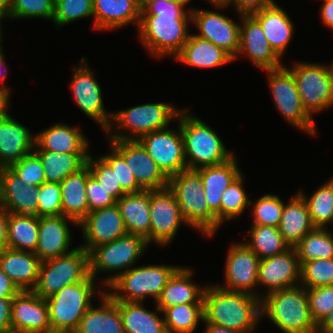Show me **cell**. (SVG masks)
Returning a JSON list of instances; mask_svg holds the SVG:
<instances>
[{"label":"cell","instance_id":"62","mask_svg":"<svg viewBox=\"0 0 333 333\" xmlns=\"http://www.w3.org/2000/svg\"><path fill=\"white\" fill-rule=\"evenodd\" d=\"M206 324L204 333H244L241 331L230 330L228 328L216 326L208 322H203Z\"/></svg>","mask_w":333,"mask_h":333},{"label":"cell","instance_id":"54","mask_svg":"<svg viewBox=\"0 0 333 333\" xmlns=\"http://www.w3.org/2000/svg\"><path fill=\"white\" fill-rule=\"evenodd\" d=\"M86 196L89 213L98 209L114 206L116 200L90 174L87 177Z\"/></svg>","mask_w":333,"mask_h":333},{"label":"cell","instance_id":"59","mask_svg":"<svg viewBox=\"0 0 333 333\" xmlns=\"http://www.w3.org/2000/svg\"><path fill=\"white\" fill-rule=\"evenodd\" d=\"M321 1H323V5L320 9L321 22L324 23V26H328L333 29V1Z\"/></svg>","mask_w":333,"mask_h":333},{"label":"cell","instance_id":"49","mask_svg":"<svg viewBox=\"0 0 333 333\" xmlns=\"http://www.w3.org/2000/svg\"><path fill=\"white\" fill-rule=\"evenodd\" d=\"M90 174L116 201L126 193L121 189L119 181H117L116 173L111 166L100 156L94 158L89 154L86 162Z\"/></svg>","mask_w":333,"mask_h":333},{"label":"cell","instance_id":"9","mask_svg":"<svg viewBox=\"0 0 333 333\" xmlns=\"http://www.w3.org/2000/svg\"><path fill=\"white\" fill-rule=\"evenodd\" d=\"M89 277V253L77 246L67 254L41 261L38 281L33 291L39 297L47 299L63 287L85 281Z\"/></svg>","mask_w":333,"mask_h":333},{"label":"cell","instance_id":"1","mask_svg":"<svg viewBox=\"0 0 333 333\" xmlns=\"http://www.w3.org/2000/svg\"><path fill=\"white\" fill-rule=\"evenodd\" d=\"M184 0H146L137 29L141 43L153 57L176 56L189 37L191 8Z\"/></svg>","mask_w":333,"mask_h":333},{"label":"cell","instance_id":"2","mask_svg":"<svg viewBox=\"0 0 333 333\" xmlns=\"http://www.w3.org/2000/svg\"><path fill=\"white\" fill-rule=\"evenodd\" d=\"M204 321L244 333H254L261 319L260 298L227 291L217 284H207L204 296Z\"/></svg>","mask_w":333,"mask_h":333},{"label":"cell","instance_id":"36","mask_svg":"<svg viewBox=\"0 0 333 333\" xmlns=\"http://www.w3.org/2000/svg\"><path fill=\"white\" fill-rule=\"evenodd\" d=\"M116 204L127 233L146 238L150 233V190L125 194Z\"/></svg>","mask_w":333,"mask_h":333},{"label":"cell","instance_id":"70","mask_svg":"<svg viewBox=\"0 0 333 333\" xmlns=\"http://www.w3.org/2000/svg\"><path fill=\"white\" fill-rule=\"evenodd\" d=\"M187 4H189V2L191 1V0H184Z\"/></svg>","mask_w":333,"mask_h":333},{"label":"cell","instance_id":"69","mask_svg":"<svg viewBox=\"0 0 333 333\" xmlns=\"http://www.w3.org/2000/svg\"><path fill=\"white\" fill-rule=\"evenodd\" d=\"M331 223L333 224V211H332Z\"/></svg>","mask_w":333,"mask_h":333},{"label":"cell","instance_id":"27","mask_svg":"<svg viewBox=\"0 0 333 333\" xmlns=\"http://www.w3.org/2000/svg\"><path fill=\"white\" fill-rule=\"evenodd\" d=\"M141 4L137 0H93V29L112 30L140 23Z\"/></svg>","mask_w":333,"mask_h":333},{"label":"cell","instance_id":"43","mask_svg":"<svg viewBox=\"0 0 333 333\" xmlns=\"http://www.w3.org/2000/svg\"><path fill=\"white\" fill-rule=\"evenodd\" d=\"M318 188L310 195V198L301 190L298 193L305 200L315 227L326 228V224H331L333 211V178Z\"/></svg>","mask_w":333,"mask_h":333},{"label":"cell","instance_id":"52","mask_svg":"<svg viewBox=\"0 0 333 333\" xmlns=\"http://www.w3.org/2000/svg\"><path fill=\"white\" fill-rule=\"evenodd\" d=\"M9 168L27 185L40 186L45 182L44 168L40 159L33 152L11 164Z\"/></svg>","mask_w":333,"mask_h":333},{"label":"cell","instance_id":"26","mask_svg":"<svg viewBox=\"0 0 333 333\" xmlns=\"http://www.w3.org/2000/svg\"><path fill=\"white\" fill-rule=\"evenodd\" d=\"M33 133L11 115L0 118V168L9 167L24 156L32 153L35 147Z\"/></svg>","mask_w":333,"mask_h":333},{"label":"cell","instance_id":"32","mask_svg":"<svg viewBox=\"0 0 333 333\" xmlns=\"http://www.w3.org/2000/svg\"><path fill=\"white\" fill-rule=\"evenodd\" d=\"M101 304L93 305L86 311L79 322L76 333H125L119 308L106 289L98 292Z\"/></svg>","mask_w":333,"mask_h":333},{"label":"cell","instance_id":"3","mask_svg":"<svg viewBox=\"0 0 333 333\" xmlns=\"http://www.w3.org/2000/svg\"><path fill=\"white\" fill-rule=\"evenodd\" d=\"M260 310L261 318L268 317L283 333L317 332L306 288L301 284L262 295Z\"/></svg>","mask_w":333,"mask_h":333},{"label":"cell","instance_id":"42","mask_svg":"<svg viewBox=\"0 0 333 333\" xmlns=\"http://www.w3.org/2000/svg\"><path fill=\"white\" fill-rule=\"evenodd\" d=\"M300 263L333 258V232L316 227L295 246Z\"/></svg>","mask_w":333,"mask_h":333},{"label":"cell","instance_id":"20","mask_svg":"<svg viewBox=\"0 0 333 333\" xmlns=\"http://www.w3.org/2000/svg\"><path fill=\"white\" fill-rule=\"evenodd\" d=\"M241 21L237 58L244 54L257 68L277 69L283 66L281 57L272 49L262 27L252 15L239 14Z\"/></svg>","mask_w":333,"mask_h":333},{"label":"cell","instance_id":"23","mask_svg":"<svg viewBox=\"0 0 333 333\" xmlns=\"http://www.w3.org/2000/svg\"><path fill=\"white\" fill-rule=\"evenodd\" d=\"M39 186L27 185L9 167L0 168V206L9 213L37 216Z\"/></svg>","mask_w":333,"mask_h":333},{"label":"cell","instance_id":"53","mask_svg":"<svg viewBox=\"0 0 333 333\" xmlns=\"http://www.w3.org/2000/svg\"><path fill=\"white\" fill-rule=\"evenodd\" d=\"M311 316L318 325L333 308V286L306 288Z\"/></svg>","mask_w":333,"mask_h":333},{"label":"cell","instance_id":"24","mask_svg":"<svg viewBox=\"0 0 333 333\" xmlns=\"http://www.w3.org/2000/svg\"><path fill=\"white\" fill-rule=\"evenodd\" d=\"M79 226V224L68 217L49 216L39 217L38 242L35 254L41 261L67 254L71 244V232L69 225Z\"/></svg>","mask_w":333,"mask_h":333},{"label":"cell","instance_id":"19","mask_svg":"<svg viewBox=\"0 0 333 333\" xmlns=\"http://www.w3.org/2000/svg\"><path fill=\"white\" fill-rule=\"evenodd\" d=\"M12 333H51L46 299L33 290L19 291L11 305Z\"/></svg>","mask_w":333,"mask_h":333},{"label":"cell","instance_id":"58","mask_svg":"<svg viewBox=\"0 0 333 333\" xmlns=\"http://www.w3.org/2000/svg\"><path fill=\"white\" fill-rule=\"evenodd\" d=\"M9 212L0 206V252L8 248L7 227Z\"/></svg>","mask_w":333,"mask_h":333},{"label":"cell","instance_id":"6","mask_svg":"<svg viewBox=\"0 0 333 333\" xmlns=\"http://www.w3.org/2000/svg\"><path fill=\"white\" fill-rule=\"evenodd\" d=\"M168 188L180 203L186 224L207 237L216 234V216L209 210L203 183L196 169H185L169 177Z\"/></svg>","mask_w":333,"mask_h":333},{"label":"cell","instance_id":"17","mask_svg":"<svg viewBox=\"0 0 333 333\" xmlns=\"http://www.w3.org/2000/svg\"><path fill=\"white\" fill-rule=\"evenodd\" d=\"M191 24L196 25L198 37L207 39L226 51L234 60L239 50L240 23L220 12L191 8Z\"/></svg>","mask_w":333,"mask_h":333},{"label":"cell","instance_id":"68","mask_svg":"<svg viewBox=\"0 0 333 333\" xmlns=\"http://www.w3.org/2000/svg\"><path fill=\"white\" fill-rule=\"evenodd\" d=\"M330 67H331L332 74H333V63L330 65Z\"/></svg>","mask_w":333,"mask_h":333},{"label":"cell","instance_id":"34","mask_svg":"<svg viewBox=\"0 0 333 333\" xmlns=\"http://www.w3.org/2000/svg\"><path fill=\"white\" fill-rule=\"evenodd\" d=\"M90 175L86 164L79 171L68 175L61 183L62 215L78 224L89 213L86 196L87 177Z\"/></svg>","mask_w":333,"mask_h":333},{"label":"cell","instance_id":"5","mask_svg":"<svg viewBox=\"0 0 333 333\" xmlns=\"http://www.w3.org/2000/svg\"><path fill=\"white\" fill-rule=\"evenodd\" d=\"M182 110L169 103L158 102L113 112L106 134L109 140H139L150 132L167 128L171 120L178 119ZM114 128L118 131L112 132ZM121 130L127 134L129 131V134Z\"/></svg>","mask_w":333,"mask_h":333},{"label":"cell","instance_id":"29","mask_svg":"<svg viewBox=\"0 0 333 333\" xmlns=\"http://www.w3.org/2000/svg\"><path fill=\"white\" fill-rule=\"evenodd\" d=\"M41 260L35 253L11 248L0 252V268L20 291L33 290L38 281Z\"/></svg>","mask_w":333,"mask_h":333},{"label":"cell","instance_id":"11","mask_svg":"<svg viewBox=\"0 0 333 333\" xmlns=\"http://www.w3.org/2000/svg\"><path fill=\"white\" fill-rule=\"evenodd\" d=\"M292 72L303 107L312 116L333 106V74L330 65L296 62Z\"/></svg>","mask_w":333,"mask_h":333},{"label":"cell","instance_id":"21","mask_svg":"<svg viewBox=\"0 0 333 333\" xmlns=\"http://www.w3.org/2000/svg\"><path fill=\"white\" fill-rule=\"evenodd\" d=\"M79 226L84 239V244L79 246L88 253L94 247L110 243L127 234L117 204L88 213Z\"/></svg>","mask_w":333,"mask_h":333},{"label":"cell","instance_id":"65","mask_svg":"<svg viewBox=\"0 0 333 333\" xmlns=\"http://www.w3.org/2000/svg\"><path fill=\"white\" fill-rule=\"evenodd\" d=\"M209 1V3H211L213 6L215 5H227L230 0H206Z\"/></svg>","mask_w":333,"mask_h":333},{"label":"cell","instance_id":"8","mask_svg":"<svg viewBox=\"0 0 333 333\" xmlns=\"http://www.w3.org/2000/svg\"><path fill=\"white\" fill-rule=\"evenodd\" d=\"M96 281L90 276L85 281L63 287L46 299L51 333L72 332L78 328L80 320L93 305L92 298L97 295Z\"/></svg>","mask_w":333,"mask_h":333},{"label":"cell","instance_id":"22","mask_svg":"<svg viewBox=\"0 0 333 333\" xmlns=\"http://www.w3.org/2000/svg\"><path fill=\"white\" fill-rule=\"evenodd\" d=\"M301 265L294 247L281 254L260 260L258 286L267 287L266 294L300 284Z\"/></svg>","mask_w":333,"mask_h":333},{"label":"cell","instance_id":"63","mask_svg":"<svg viewBox=\"0 0 333 333\" xmlns=\"http://www.w3.org/2000/svg\"><path fill=\"white\" fill-rule=\"evenodd\" d=\"M1 41H2V36L0 37V84H3L2 82L8 75V73H7L8 68L6 67V63L4 61L5 56H4L3 48L1 47L2 46ZM4 71H5V73H4Z\"/></svg>","mask_w":333,"mask_h":333},{"label":"cell","instance_id":"56","mask_svg":"<svg viewBox=\"0 0 333 333\" xmlns=\"http://www.w3.org/2000/svg\"><path fill=\"white\" fill-rule=\"evenodd\" d=\"M13 298L0 297V333H12L11 305Z\"/></svg>","mask_w":333,"mask_h":333},{"label":"cell","instance_id":"13","mask_svg":"<svg viewBox=\"0 0 333 333\" xmlns=\"http://www.w3.org/2000/svg\"><path fill=\"white\" fill-rule=\"evenodd\" d=\"M183 223L187 225L173 192L168 187L150 190V233L145 238L147 243L168 246Z\"/></svg>","mask_w":333,"mask_h":333},{"label":"cell","instance_id":"40","mask_svg":"<svg viewBox=\"0 0 333 333\" xmlns=\"http://www.w3.org/2000/svg\"><path fill=\"white\" fill-rule=\"evenodd\" d=\"M167 333H193L200 321H204V304H179L163 311Z\"/></svg>","mask_w":333,"mask_h":333},{"label":"cell","instance_id":"14","mask_svg":"<svg viewBox=\"0 0 333 333\" xmlns=\"http://www.w3.org/2000/svg\"><path fill=\"white\" fill-rule=\"evenodd\" d=\"M177 121L178 130L167 127L150 132L138 140L168 178L187 169L180 114Z\"/></svg>","mask_w":333,"mask_h":333},{"label":"cell","instance_id":"38","mask_svg":"<svg viewBox=\"0 0 333 333\" xmlns=\"http://www.w3.org/2000/svg\"><path fill=\"white\" fill-rule=\"evenodd\" d=\"M45 172V182L61 183L68 175L82 169L90 153H56L34 150Z\"/></svg>","mask_w":333,"mask_h":333},{"label":"cell","instance_id":"51","mask_svg":"<svg viewBox=\"0 0 333 333\" xmlns=\"http://www.w3.org/2000/svg\"><path fill=\"white\" fill-rule=\"evenodd\" d=\"M111 153L101 156L116 173L117 181L121 185V189L126 193H138L144 189L137 183L133 173L130 171L124 157L112 146Z\"/></svg>","mask_w":333,"mask_h":333},{"label":"cell","instance_id":"47","mask_svg":"<svg viewBox=\"0 0 333 333\" xmlns=\"http://www.w3.org/2000/svg\"><path fill=\"white\" fill-rule=\"evenodd\" d=\"M90 16L93 18V0H55L52 20L56 29Z\"/></svg>","mask_w":333,"mask_h":333},{"label":"cell","instance_id":"30","mask_svg":"<svg viewBox=\"0 0 333 333\" xmlns=\"http://www.w3.org/2000/svg\"><path fill=\"white\" fill-rule=\"evenodd\" d=\"M251 15L259 22L272 49L282 58L295 30L287 12L275 3Z\"/></svg>","mask_w":333,"mask_h":333},{"label":"cell","instance_id":"44","mask_svg":"<svg viewBox=\"0 0 333 333\" xmlns=\"http://www.w3.org/2000/svg\"><path fill=\"white\" fill-rule=\"evenodd\" d=\"M243 173L235 179L223 192L220 206V226L226 220L239 217L247 207L250 206V199L244 189Z\"/></svg>","mask_w":333,"mask_h":333},{"label":"cell","instance_id":"45","mask_svg":"<svg viewBox=\"0 0 333 333\" xmlns=\"http://www.w3.org/2000/svg\"><path fill=\"white\" fill-rule=\"evenodd\" d=\"M300 284L305 288L333 286V258L300 263Z\"/></svg>","mask_w":333,"mask_h":333},{"label":"cell","instance_id":"67","mask_svg":"<svg viewBox=\"0 0 333 333\" xmlns=\"http://www.w3.org/2000/svg\"><path fill=\"white\" fill-rule=\"evenodd\" d=\"M141 5L146 1V0H137Z\"/></svg>","mask_w":333,"mask_h":333},{"label":"cell","instance_id":"28","mask_svg":"<svg viewBox=\"0 0 333 333\" xmlns=\"http://www.w3.org/2000/svg\"><path fill=\"white\" fill-rule=\"evenodd\" d=\"M34 150L56 153H88L89 141L82 131L65 123H56L35 135Z\"/></svg>","mask_w":333,"mask_h":333},{"label":"cell","instance_id":"10","mask_svg":"<svg viewBox=\"0 0 333 333\" xmlns=\"http://www.w3.org/2000/svg\"><path fill=\"white\" fill-rule=\"evenodd\" d=\"M148 245L143 236L127 233L110 243L94 247L89 252L90 276L97 280L99 272H114V276L110 274L101 280L103 287H107L120 274L136 264Z\"/></svg>","mask_w":333,"mask_h":333},{"label":"cell","instance_id":"12","mask_svg":"<svg viewBox=\"0 0 333 333\" xmlns=\"http://www.w3.org/2000/svg\"><path fill=\"white\" fill-rule=\"evenodd\" d=\"M264 71L267 72L270 94L277 110L293 127L316 135L314 118L303 107L294 76L288 67L283 65Z\"/></svg>","mask_w":333,"mask_h":333},{"label":"cell","instance_id":"16","mask_svg":"<svg viewBox=\"0 0 333 333\" xmlns=\"http://www.w3.org/2000/svg\"><path fill=\"white\" fill-rule=\"evenodd\" d=\"M88 65L83 57L80 66H74L70 82L72 96L79 109L99 123L106 132L112 120V112L107 113L105 110L101 87Z\"/></svg>","mask_w":333,"mask_h":333},{"label":"cell","instance_id":"64","mask_svg":"<svg viewBox=\"0 0 333 333\" xmlns=\"http://www.w3.org/2000/svg\"><path fill=\"white\" fill-rule=\"evenodd\" d=\"M14 0H0V15L4 17L10 10Z\"/></svg>","mask_w":333,"mask_h":333},{"label":"cell","instance_id":"55","mask_svg":"<svg viewBox=\"0 0 333 333\" xmlns=\"http://www.w3.org/2000/svg\"><path fill=\"white\" fill-rule=\"evenodd\" d=\"M274 4V0H230L227 5H215V7L220 10L233 5L232 7L235 8L238 14L251 15L252 13L260 11Z\"/></svg>","mask_w":333,"mask_h":333},{"label":"cell","instance_id":"15","mask_svg":"<svg viewBox=\"0 0 333 333\" xmlns=\"http://www.w3.org/2000/svg\"><path fill=\"white\" fill-rule=\"evenodd\" d=\"M225 261V285L217 286L227 291L247 293L260 299L261 294L265 295V293H256L254 288L255 285L258 286L260 259L245 243L231 245Z\"/></svg>","mask_w":333,"mask_h":333},{"label":"cell","instance_id":"57","mask_svg":"<svg viewBox=\"0 0 333 333\" xmlns=\"http://www.w3.org/2000/svg\"><path fill=\"white\" fill-rule=\"evenodd\" d=\"M20 290L0 268V297L13 298Z\"/></svg>","mask_w":333,"mask_h":333},{"label":"cell","instance_id":"60","mask_svg":"<svg viewBox=\"0 0 333 333\" xmlns=\"http://www.w3.org/2000/svg\"><path fill=\"white\" fill-rule=\"evenodd\" d=\"M10 90L6 85L3 87L0 86V118L9 115L8 107H9V98Z\"/></svg>","mask_w":333,"mask_h":333},{"label":"cell","instance_id":"31","mask_svg":"<svg viewBox=\"0 0 333 333\" xmlns=\"http://www.w3.org/2000/svg\"><path fill=\"white\" fill-rule=\"evenodd\" d=\"M193 274L191 268L180 266L169 278L160 296L155 301L156 306L163 311L165 308L174 305L203 303L206 285L203 287L193 283Z\"/></svg>","mask_w":333,"mask_h":333},{"label":"cell","instance_id":"48","mask_svg":"<svg viewBox=\"0 0 333 333\" xmlns=\"http://www.w3.org/2000/svg\"><path fill=\"white\" fill-rule=\"evenodd\" d=\"M55 0H14L9 12L3 18H42L52 20Z\"/></svg>","mask_w":333,"mask_h":333},{"label":"cell","instance_id":"7","mask_svg":"<svg viewBox=\"0 0 333 333\" xmlns=\"http://www.w3.org/2000/svg\"><path fill=\"white\" fill-rule=\"evenodd\" d=\"M179 267L165 264L133 266L114 279L105 288L108 289L106 293L114 301L144 302L147 296H152L156 301Z\"/></svg>","mask_w":333,"mask_h":333},{"label":"cell","instance_id":"37","mask_svg":"<svg viewBox=\"0 0 333 333\" xmlns=\"http://www.w3.org/2000/svg\"><path fill=\"white\" fill-rule=\"evenodd\" d=\"M121 314L125 333H167L164 316L158 315L162 311L156 306L157 311L144 308L143 302L116 301Z\"/></svg>","mask_w":333,"mask_h":333},{"label":"cell","instance_id":"4","mask_svg":"<svg viewBox=\"0 0 333 333\" xmlns=\"http://www.w3.org/2000/svg\"><path fill=\"white\" fill-rule=\"evenodd\" d=\"M189 109L180 112V129L184 142L187 169L224 163L234 156L227 150L219 135Z\"/></svg>","mask_w":333,"mask_h":333},{"label":"cell","instance_id":"61","mask_svg":"<svg viewBox=\"0 0 333 333\" xmlns=\"http://www.w3.org/2000/svg\"><path fill=\"white\" fill-rule=\"evenodd\" d=\"M317 332H319V333H333V308L324 317V319L317 325Z\"/></svg>","mask_w":333,"mask_h":333},{"label":"cell","instance_id":"46","mask_svg":"<svg viewBox=\"0 0 333 333\" xmlns=\"http://www.w3.org/2000/svg\"><path fill=\"white\" fill-rule=\"evenodd\" d=\"M253 207V224L265 225L270 227H279L284 202L275 194H266L260 197L256 202L250 201Z\"/></svg>","mask_w":333,"mask_h":333},{"label":"cell","instance_id":"39","mask_svg":"<svg viewBox=\"0 0 333 333\" xmlns=\"http://www.w3.org/2000/svg\"><path fill=\"white\" fill-rule=\"evenodd\" d=\"M39 217L9 213L8 248L34 253L38 242Z\"/></svg>","mask_w":333,"mask_h":333},{"label":"cell","instance_id":"18","mask_svg":"<svg viewBox=\"0 0 333 333\" xmlns=\"http://www.w3.org/2000/svg\"><path fill=\"white\" fill-rule=\"evenodd\" d=\"M125 159L137 183L144 190L168 187L169 178L138 140H109Z\"/></svg>","mask_w":333,"mask_h":333},{"label":"cell","instance_id":"25","mask_svg":"<svg viewBox=\"0 0 333 333\" xmlns=\"http://www.w3.org/2000/svg\"><path fill=\"white\" fill-rule=\"evenodd\" d=\"M201 176L209 210L216 216V231L220 227V206L224 190L241 174L235 155L228 161L196 169Z\"/></svg>","mask_w":333,"mask_h":333},{"label":"cell","instance_id":"50","mask_svg":"<svg viewBox=\"0 0 333 333\" xmlns=\"http://www.w3.org/2000/svg\"><path fill=\"white\" fill-rule=\"evenodd\" d=\"M62 215L61 186L60 183L44 182L39 186L38 217Z\"/></svg>","mask_w":333,"mask_h":333},{"label":"cell","instance_id":"33","mask_svg":"<svg viewBox=\"0 0 333 333\" xmlns=\"http://www.w3.org/2000/svg\"><path fill=\"white\" fill-rule=\"evenodd\" d=\"M181 63L197 68H216L233 62L222 48L207 39L190 34L181 51L174 57Z\"/></svg>","mask_w":333,"mask_h":333},{"label":"cell","instance_id":"66","mask_svg":"<svg viewBox=\"0 0 333 333\" xmlns=\"http://www.w3.org/2000/svg\"><path fill=\"white\" fill-rule=\"evenodd\" d=\"M3 17L0 15V33L2 34V28H1V22H2Z\"/></svg>","mask_w":333,"mask_h":333},{"label":"cell","instance_id":"35","mask_svg":"<svg viewBox=\"0 0 333 333\" xmlns=\"http://www.w3.org/2000/svg\"><path fill=\"white\" fill-rule=\"evenodd\" d=\"M315 228L305 200L299 193H296L284 204L278 227L279 232L289 246L294 247L306 234Z\"/></svg>","mask_w":333,"mask_h":333},{"label":"cell","instance_id":"41","mask_svg":"<svg viewBox=\"0 0 333 333\" xmlns=\"http://www.w3.org/2000/svg\"><path fill=\"white\" fill-rule=\"evenodd\" d=\"M249 242H244L257 256L264 259L281 254L290 248L277 227L251 225Z\"/></svg>","mask_w":333,"mask_h":333}]
</instances>
